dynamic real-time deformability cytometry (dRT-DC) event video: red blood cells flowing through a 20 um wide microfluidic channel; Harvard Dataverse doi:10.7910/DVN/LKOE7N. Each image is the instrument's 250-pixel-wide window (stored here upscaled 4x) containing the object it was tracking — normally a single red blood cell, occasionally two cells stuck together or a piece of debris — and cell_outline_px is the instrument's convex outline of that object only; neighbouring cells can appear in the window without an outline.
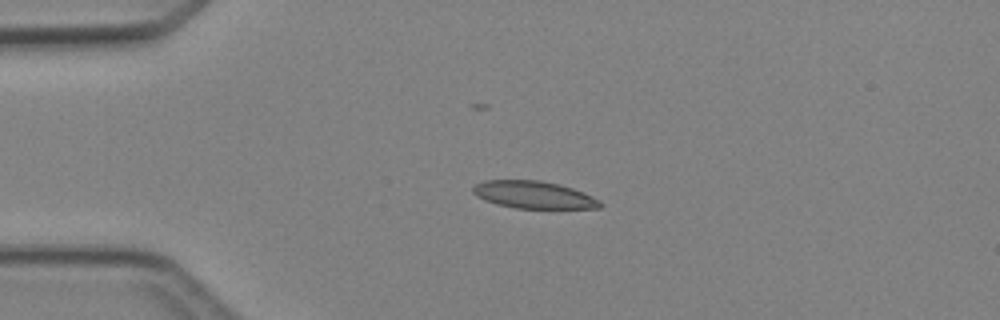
{"species": "Egyptian fruit bat (a non-hibernating species)", "species_latin": "Rousettus aegyptiacus", "temperature_condition": "cold", "stored_images_in_passage": 3, "camera_frame_rate_fps": 3000, "um_per_image_px": 0.085, "animal": {"sex": "female"}, "frame": {"image": 1, "passage_image": 2, "time_ms": 1.333, "image_size_px": [1000, 320], "cell_outline_px": [[604, 204], [600, 208], [516, 208], [496, 204], [484, 200], [476, 196], [472, 192], [472, 188], [476, 184], [484, 180], [540, 180], [560, 184], [584, 192], [600, 200]], "centroid_in_image_um": [45.37, 16.55], "position_along_channel_um": 39.6, "area_um2": 20.4}}